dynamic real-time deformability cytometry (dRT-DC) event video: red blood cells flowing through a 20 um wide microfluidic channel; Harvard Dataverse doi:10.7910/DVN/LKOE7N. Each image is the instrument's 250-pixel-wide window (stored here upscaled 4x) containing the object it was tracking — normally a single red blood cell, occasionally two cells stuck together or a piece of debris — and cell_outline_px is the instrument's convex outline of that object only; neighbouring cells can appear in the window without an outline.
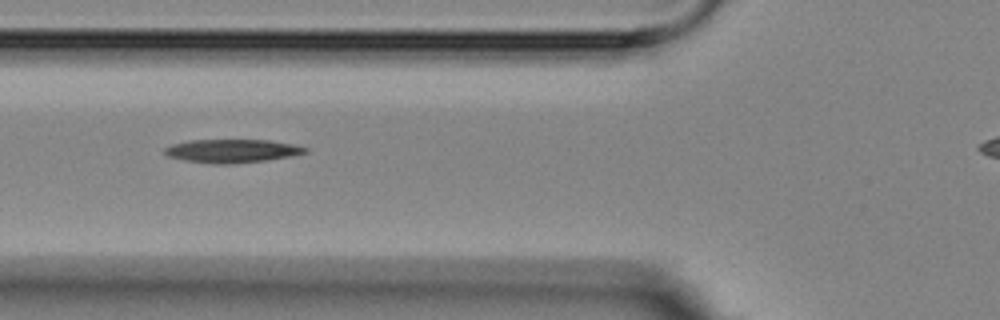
{"species": "Egyptian fruit bat (a non-hibernating species)", "species_latin": "Rousettus aegyptiacus", "temperature_condition": "room temperature", "stored_images_in_passage": 4, "camera_frame_rate_fps": 3000, "um_per_image_px": 0.085, "animal": {"sex": "female"}, "frame": {"image": 1, "passage_image": 3, "time_ms": 2.0, "image_size_px": [1000, 320], "cell_outline_px": [[308, 152], [292, 156], [268, 160], [228, 164], [212, 164], [184, 160], [168, 156], [164, 152], [164, 148], [172, 144], [188, 140], [268, 140], [292, 144], [308, 148]], "centroid_in_image_um": [19.72, 12.83], "position_along_channel_um": 106.1, "area_um2": 19.19}}
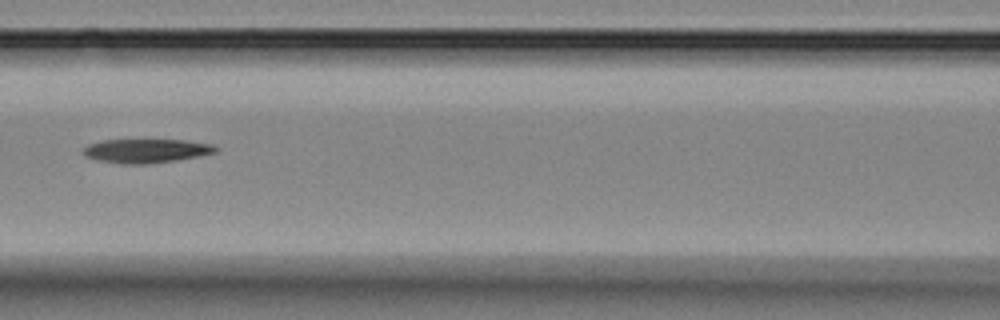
{"frame": {"image": 2, "passage_image": 4, "time_ms": 3.333, "image_size_px": [1000, 320], "cell_outline_px": [[216, 152], [196, 156], [148, 164], [124, 164], [100, 160], [84, 156], [84, 148], [88, 144], [104, 140], [184, 140], [212, 144], [216, 148]], "centroid_in_image_um": [12.39, 12.81], "position_along_channel_um": 154.2, "area_um2": 18.03}}